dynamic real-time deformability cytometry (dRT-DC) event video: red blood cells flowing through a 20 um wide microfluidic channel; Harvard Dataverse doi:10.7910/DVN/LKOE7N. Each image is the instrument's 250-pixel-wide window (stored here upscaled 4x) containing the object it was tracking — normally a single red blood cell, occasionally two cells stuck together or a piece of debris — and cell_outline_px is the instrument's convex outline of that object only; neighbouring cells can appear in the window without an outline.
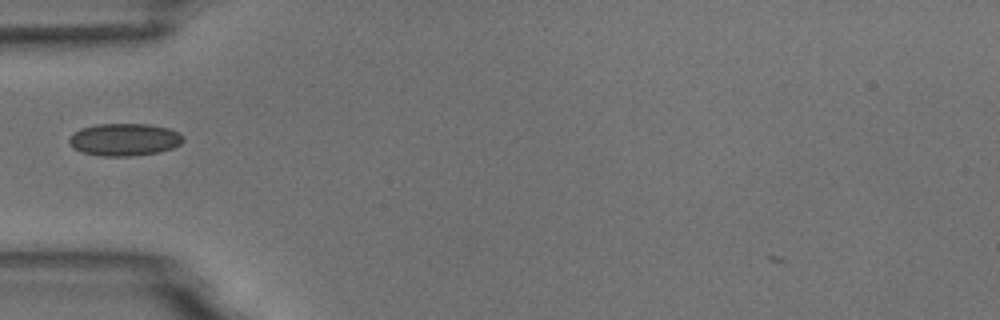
{"species": "common noctule bat (a hibernating species)", "species_latin": "Nyctalus noctula", "temperature_condition": "room temperature", "stored_images_in_passage": 39, "camera_frame_rate_fps": 3000, "um_per_image_px": 0.085, "animal": {"sex": "male", "body_mass_g": 18.8}, "frame": {"image": 1, "passage_image": 2, "time_ms": 0.333, "image_size_px": [1000, 320], "cell_outline_px": [[184, 140], [180, 144], [172, 148], [160, 152], [132, 156], [100, 156], [80, 152], [72, 148], [68, 140], [80, 128], [96, 124], [148, 124], [168, 128], [180, 132], [184, 136]], "centroid_in_image_um": [10.59, 11.87], "position_along_channel_um": 74.4, "area_um2": 21.73}}
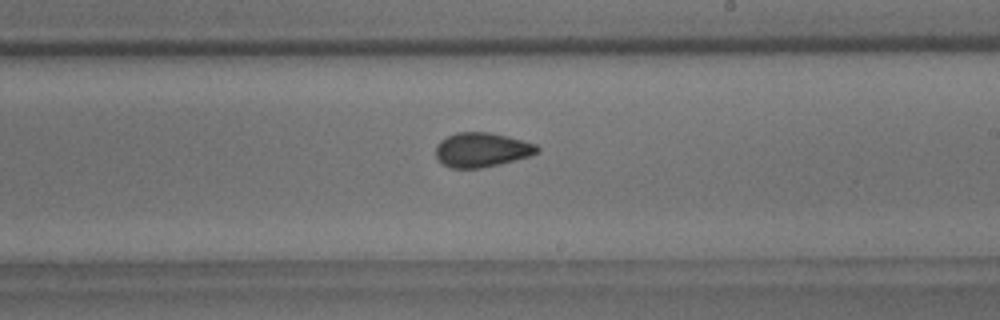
{"frame": {"image": 2, "passage_image": 16, "time_ms": 5.0, "image_size_px": [1000, 320], "cell_outline_px": [[540, 152], [528, 156], [500, 164], [480, 168], [452, 168], [436, 160], [436, 144], [440, 140], [456, 132], [488, 132], [508, 136], [536, 144], [540, 148]], "centroid_in_image_um": [40.94, 12.73], "position_along_channel_um": 248.1, "area_um2": 20.4}}
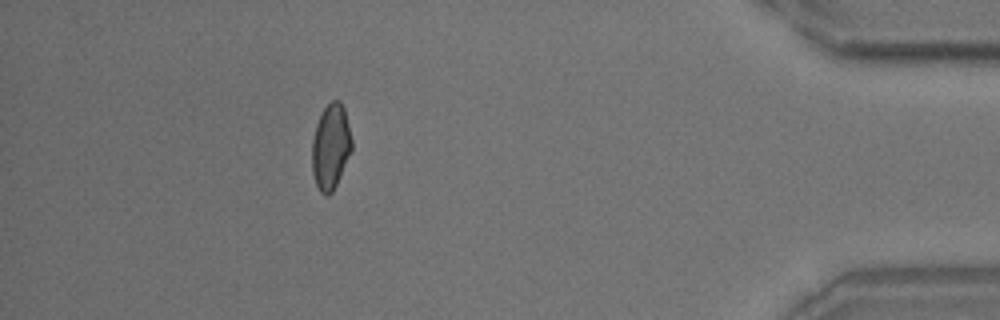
{"frame": {"image": 3, "passage_image": 33, "time_ms": 10.667, "image_size_px": [1000, 320], "cell_outline_px": [[352, 148], [336, 184], [332, 192], [328, 196], [324, 196], [320, 192], [316, 184], [312, 172], [312, 140], [316, 124], [324, 108], [332, 100], [340, 100], [344, 108], [352, 140]], "centroid_in_image_um": [28.09, 12.47], "position_along_channel_um": 407.1, "area_um2": 19.59}, "authors_computed_cell_mechanics": {"area_um2": 20.2878, "velocity_mm_per_s": 3.6967, "shape_relaxation_time_tau1_ms": 10.6276, "shape_relaxation_time_tau2_ms": 2.083, "deformation_change_tau1": 0.1747, "deformation_change_tau2": 0.0653}}